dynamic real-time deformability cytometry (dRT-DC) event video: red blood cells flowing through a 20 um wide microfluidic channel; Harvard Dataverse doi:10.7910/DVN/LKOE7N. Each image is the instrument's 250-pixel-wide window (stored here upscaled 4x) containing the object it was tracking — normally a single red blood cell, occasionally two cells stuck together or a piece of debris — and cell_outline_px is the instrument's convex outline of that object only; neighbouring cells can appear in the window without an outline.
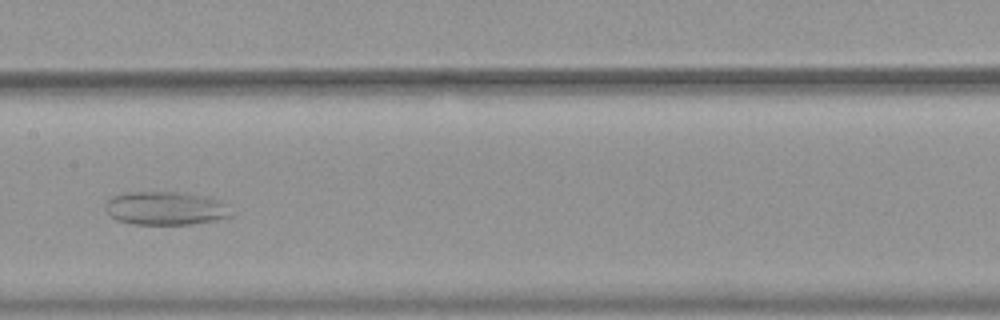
{"species": "common noctule bat (a hibernating species)", "species_latin": "Nyctalus noctula", "temperature_condition": "warm", "stored_images_in_passage": 16, "camera_frame_rate_fps": 3000, "um_per_image_px": 0.085, "animal": {"sex": "female", "body_mass_g": 19.9}, "frame": {"image": 1, "passage_image": 16, "time_ms": 5.0, "image_size_px": [1000, 320], "cell_outline_px": [[232, 216], [212, 220], [188, 224], [132, 224], [116, 220], [104, 208], [104, 204], [112, 196], [124, 192], [184, 192], [208, 196], [220, 200], [228, 204]], "centroid_in_image_um": [14.07, 17.68], "position_along_channel_um": 193.3, "area_um2": 24.68}}